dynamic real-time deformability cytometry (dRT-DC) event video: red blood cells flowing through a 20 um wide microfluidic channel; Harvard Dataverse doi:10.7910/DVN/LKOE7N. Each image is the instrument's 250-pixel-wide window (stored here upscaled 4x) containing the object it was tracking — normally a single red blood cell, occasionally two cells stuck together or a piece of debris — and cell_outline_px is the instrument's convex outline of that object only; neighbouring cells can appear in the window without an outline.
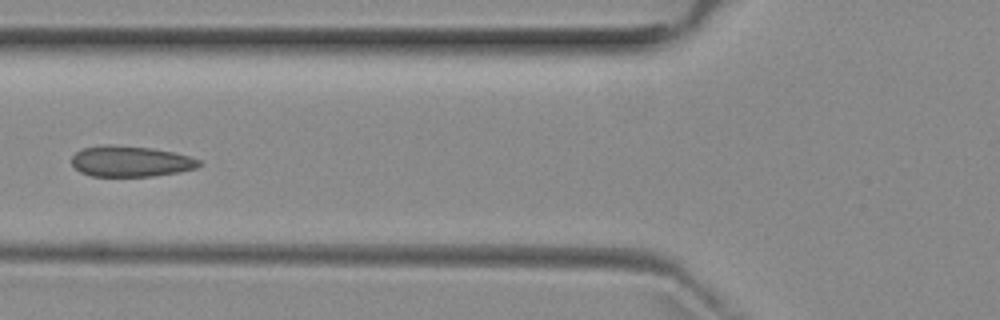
{"species": "common noctule bat (a hibernating species)", "species_latin": "Nyctalus noctula", "temperature_condition": "room temperature", "stored_images_in_passage": 6, "camera_frame_rate_fps": 3000, "um_per_image_px": 0.085, "animal": {"sex": "female", "body_mass_g": 29.2, "forearm_length_mm": 56.3}, "frame": {"image": 1, "passage_image": 5, "time_ms": 4.667, "image_size_px": [1000, 320], "cell_outline_px": [[204, 164], [196, 168], [180, 172], [152, 176], [92, 176], [80, 172], [72, 164], [72, 156], [80, 148], [104, 144], [112, 144], [152, 148], [172, 152], [188, 156], [200, 160]], "centroid_in_image_um": [11.09, 13.7], "position_along_channel_um": 114.7, "area_um2": 23.06}}
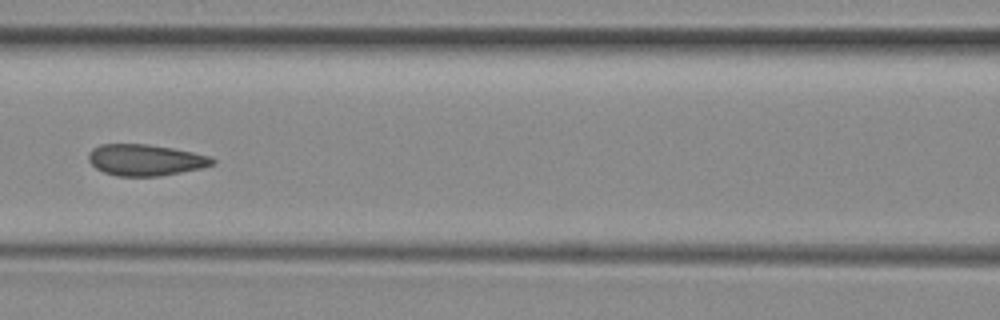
{"frame": {"image": 2, "passage_image": 6, "time_ms": 5.667, "image_size_px": [1000, 320], "cell_outline_px": [[216, 160], [212, 164], [204, 168], [160, 176], [116, 176], [104, 172], [96, 168], [88, 160], [88, 152], [92, 148], [100, 144], [148, 144], [172, 148], [212, 156]], "centroid_in_image_um": [12.36, 13.6], "position_along_channel_um": 154.2, "area_um2": 22.77}}